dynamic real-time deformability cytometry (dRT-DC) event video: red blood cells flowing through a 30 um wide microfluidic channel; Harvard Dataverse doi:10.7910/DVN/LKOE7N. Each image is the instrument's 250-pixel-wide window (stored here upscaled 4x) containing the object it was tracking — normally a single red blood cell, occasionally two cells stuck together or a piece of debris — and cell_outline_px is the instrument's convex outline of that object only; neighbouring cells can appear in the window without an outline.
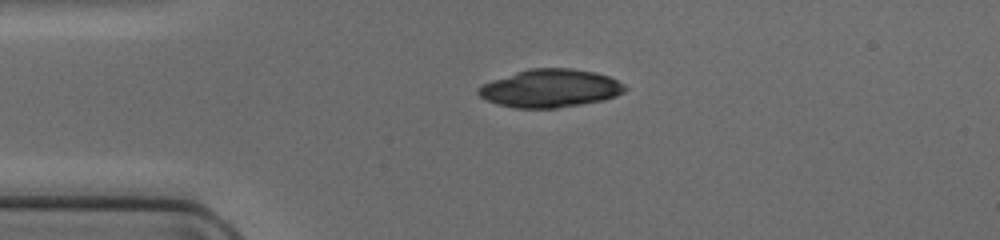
{"species": "common noctule bat (a hibernating species)", "species_latin": "Nyctalus noctula", "temperature_condition": "cold", "stored_images_in_passage": 37, "camera_frame_rate_fps": 3000, "um_per_image_px": 0.085, "animal": {"sex": "female", "body_mass_g": 17.0, "forearm_length_mm": 48.0}, "frame": {"image": 1, "passage_image": 1, "time_ms": 0.0, "image_size_px": [1000, 240], "cell_outline_px": [[628, 88], [624, 92], [616, 96], [604, 100], [556, 108], [516, 108], [500, 104], [488, 100], [480, 96], [476, 92], [476, 88], [492, 80], [528, 68], [572, 68], [592, 72], [608, 76], [624, 84]], "centroid_in_image_um": [46.78, 7.5], "position_along_channel_um": 38.2, "area_um2": 32.31}}
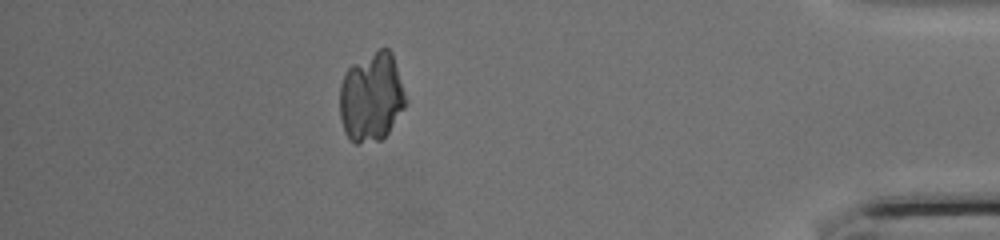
{"frame": {"image": 2, "passage_image": 32, "time_ms": 10.333, "image_size_px": [1000, 240], "cell_outline_px": [[408, 100], [404, 108], [388, 132], [380, 140], [360, 144], [356, 144], [344, 132], [340, 116], [340, 84], [348, 68], [352, 64], [380, 48], [388, 48], [392, 52]], "centroid_in_image_um": [31.58, 8.25], "position_along_channel_um": 403.6, "area_um2": 34.33}}